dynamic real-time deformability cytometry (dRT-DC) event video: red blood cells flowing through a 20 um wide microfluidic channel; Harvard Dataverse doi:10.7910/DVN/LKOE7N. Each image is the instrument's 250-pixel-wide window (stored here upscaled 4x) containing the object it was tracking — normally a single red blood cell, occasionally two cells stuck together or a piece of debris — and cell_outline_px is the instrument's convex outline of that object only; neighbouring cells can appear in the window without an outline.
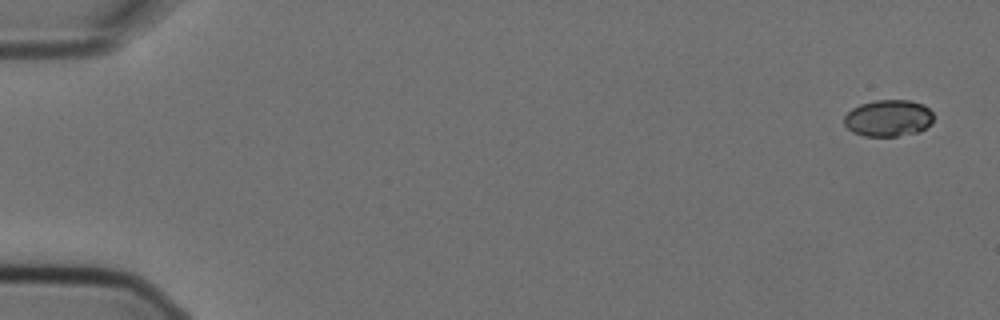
{"species": "Egyptian fruit bat (a non-hibernating species)", "species_latin": "Rousettus aegyptiacus", "temperature_condition": "cold", "stored_images_in_passage": 11, "camera_frame_rate_fps": 3000, "um_per_image_px": 0.085, "animal": {"sex": "female"}, "frame": {"image": 1, "passage_image": 1, "time_ms": 0.0, "image_size_px": [1000, 320], "cell_outline_px": [[932, 124], [920, 132], [896, 136], [864, 136], [852, 132], [844, 124], [844, 116], [852, 108], [860, 104], [876, 100], [908, 100], [924, 104], [932, 112]], "centroid_in_image_um": [75.51, 10.04], "position_along_channel_um": 9.5, "area_um2": 19.25}}
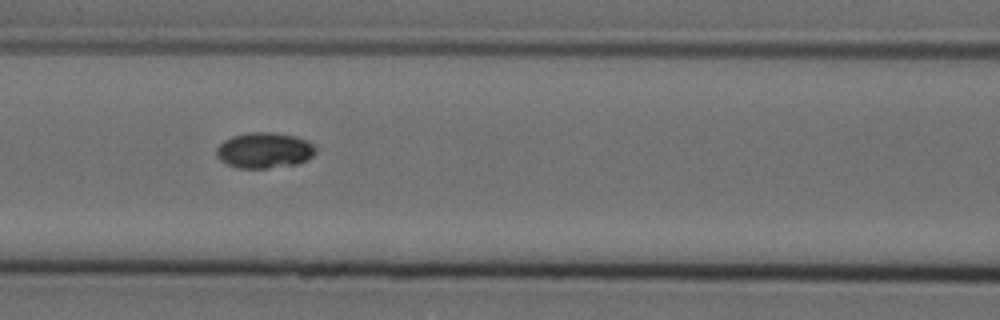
{"frame": {"image": 2, "passage_image": 7, "time_ms": 2.0, "image_size_px": [1000, 320], "cell_outline_px": [[316, 152], [312, 156], [296, 164], [268, 168], [236, 168], [220, 160], [216, 156], [216, 148], [224, 140], [232, 136], [248, 132], [272, 132], [296, 136], [312, 144], [316, 148]], "centroid_in_image_um": [22.43, 12.77], "position_along_channel_um": 144.2, "area_um2": 20.58}}
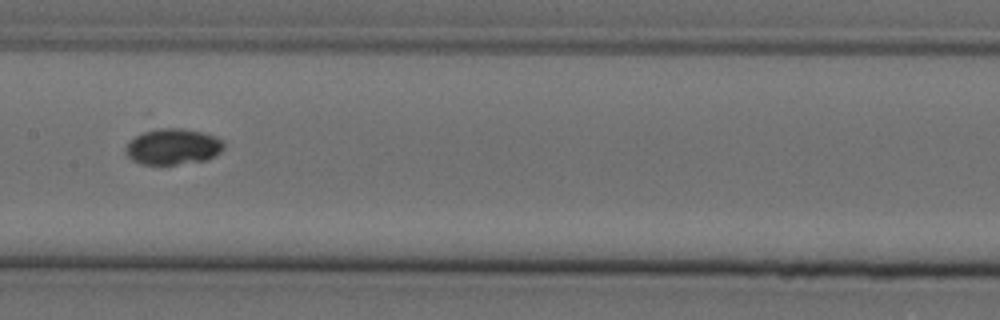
{"frame": {"image": 3, "passage_image": 8, "time_ms": 2.333, "image_size_px": [1000, 320], "cell_outline_px": [[224, 148], [220, 152], [204, 160], [176, 164], [140, 164], [132, 160], [124, 152], [124, 148], [136, 136], [144, 132], [156, 128], [180, 128], [200, 132], [216, 136], [224, 140]], "centroid_in_image_um": [14.69, 12.46], "position_along_channel_um": 192.7, "area_um2": 20.4}}